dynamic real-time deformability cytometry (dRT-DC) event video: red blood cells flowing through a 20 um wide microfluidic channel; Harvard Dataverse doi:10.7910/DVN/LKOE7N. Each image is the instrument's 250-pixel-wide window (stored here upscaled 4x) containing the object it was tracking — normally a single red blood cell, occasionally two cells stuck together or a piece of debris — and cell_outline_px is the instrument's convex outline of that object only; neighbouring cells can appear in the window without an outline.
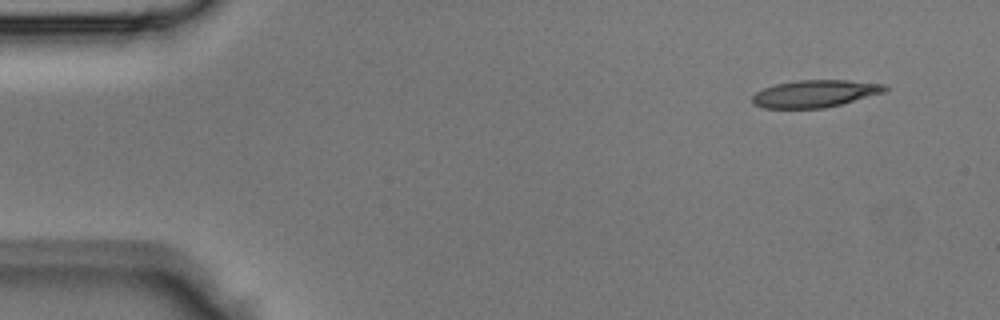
{"species": "Egyptian fruit bat (a non-hibernating species)", "species_latin": "Rousettus aegyptiacus", "temperature_condition": "room temperature", "stored_images_in_passage": 41, "camera_frame_rate_fps": 3000, "um_per_image_px": 0.085, "animal": {"sex": "male"}, "frame": {"image": 1, "passage_image": 1, "time_ms": 0.0, "image_size_px": [1000, 320], "cell_outline_px": [[888, 88], [884, 92], [840, 104], [824, 108], [764, 108], [752, 104], [752, 96], [756, 92], [764, 88], [776, 84], [796, 80], [848, 80], [884, 84]], "centroid_in_image_um": [69.24, 7.95], "position_along_channel_um": 15.8, "area_um2": 20.92}}
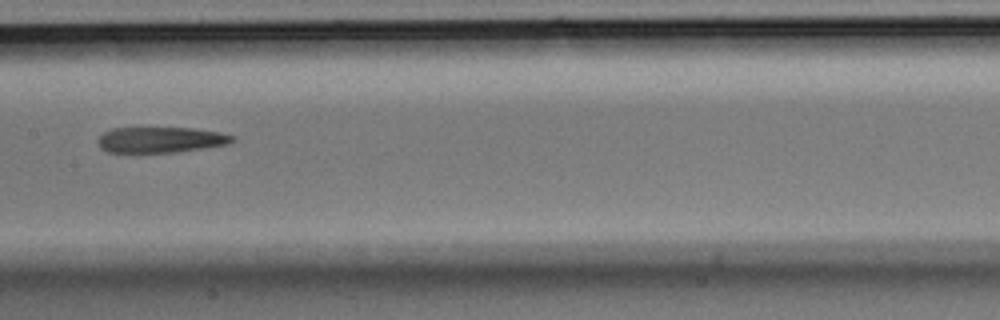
{"frame": {"image": 2, "passage_image": 19, "time_ms": 6.0, "image_size_px": [1000, 320], "cell_outline_px": [[236, 140], [228, 144], [204, 148], [176, 152], [108, 152], [100, 148], [100, 136], [104, 132], [112, 128], [192, 128], [220, 132], [236, 136]], "centroid_in_image_um": [13.72, 11.88], "position_along_channel_um": 193.7, "area_um2": 20.06}}
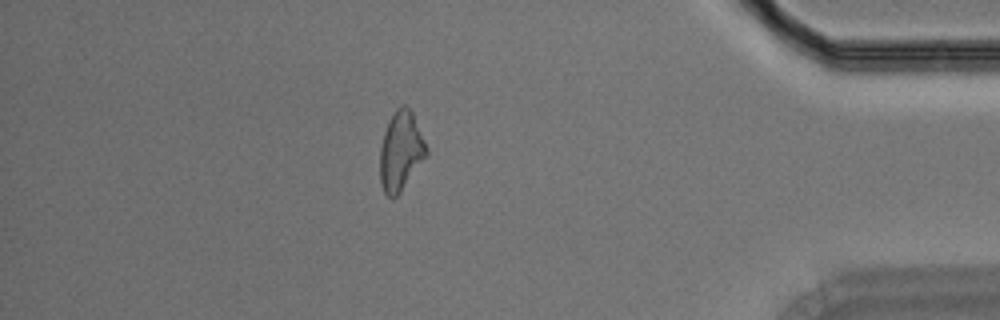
{"frame": {"image": 3, "passage_image": 35, "time_ms": 11.333, "image_size_px": [1000, 320], "cell_outline_px": [[428, 156], [400, 192], [396, 196], [388, 196], [384, 192], [380, 180], [380, 148], [384, 132], [388, 120], [396, 108], [400, 104], [404, 104], [412, 112], [428, 148]], "centroid_in_image_um": [34.08, 12.82], "position_along_channel_um": 401.1, "area_um2": 21.5}}